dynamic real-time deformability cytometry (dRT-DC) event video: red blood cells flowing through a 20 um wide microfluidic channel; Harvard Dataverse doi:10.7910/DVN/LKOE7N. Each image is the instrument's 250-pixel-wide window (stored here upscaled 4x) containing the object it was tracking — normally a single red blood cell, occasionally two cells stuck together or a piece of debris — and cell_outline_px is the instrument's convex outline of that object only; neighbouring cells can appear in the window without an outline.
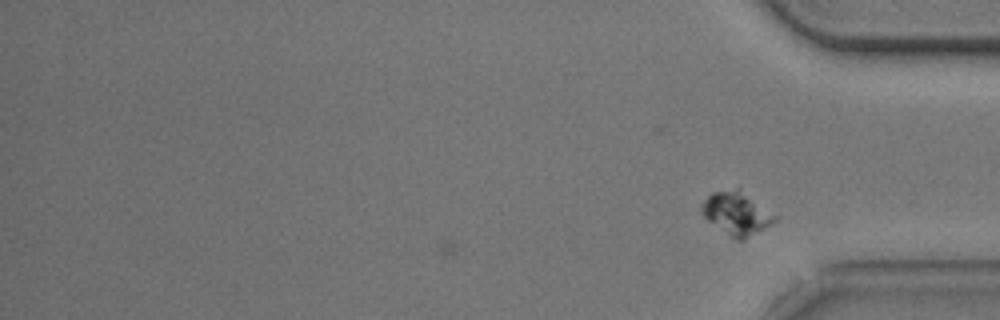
{"species": "common noctule bat (a hibernating species)", "species_latin": "Nyctalus noctula", "temperature_condition": "cold", "stored_images_in_passage": 31, "camera_frame_rate_fps": 3000, "um_per_image_px": 0.085, "animal": {"sex": "male", "body_mass_g": 20.5, "forearm_length_mm": 52.5}, "frame": {"image": 1, "passage_image": 31, "time_ms": 10.0, "image_size_px": [1000, 320], "cell_outline_px": [[776, 220], [764, 228], [744, 240], [736, 240], [728, 236], [708, 220], [700, 212], [700, 204], [712, 192], [736, 188], [740, 188], [776, 216]], "centroid_in_image_um": [62.57, 18.13], "position_along_channel_um": 372.6, "area_um2": 18.21}}